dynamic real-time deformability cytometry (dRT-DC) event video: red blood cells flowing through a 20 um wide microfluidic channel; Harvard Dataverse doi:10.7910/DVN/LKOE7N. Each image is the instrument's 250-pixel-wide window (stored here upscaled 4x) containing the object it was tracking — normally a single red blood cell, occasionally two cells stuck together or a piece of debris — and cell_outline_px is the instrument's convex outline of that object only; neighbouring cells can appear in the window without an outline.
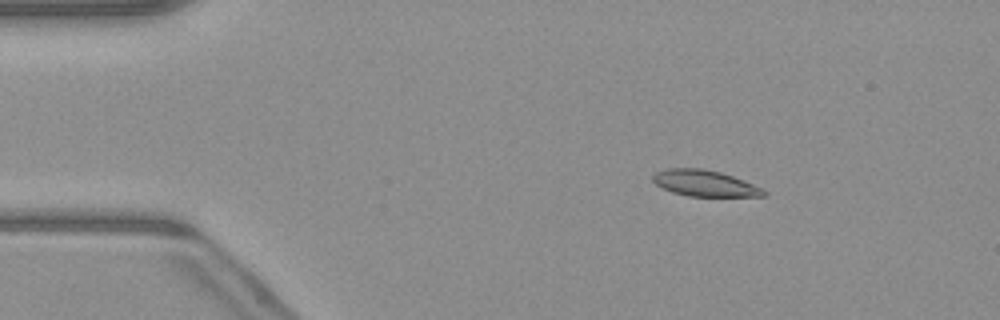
{"species": "common noctule bat (a hibernating species)", "species_latin": "Nyctalus noctula", "temperature_condition": "warm", "stored_images_in_passage": 51, "camera_frame_rate_fps": 3000, "um_per_image_px": 0.085, "animal": {"sex": "male", "body_mass_g": 23.1, "forearm_length_mm": 52.7}, "frame": {"image": 1, "passage_image": 8, "time_ms": 2.333, "image_size_px": [1000, 320], "cell_outline_px": [[768, 192], [764, 196], [688, 196], [672, 192], [656, 184], [652, 180], [652, 176], [656, 172], [664, 168], [700, 168], [720, 172], [744, 180], [764, 188]], "centroid_in_image_um": [59.91, 15.57], "position_along_channel_um": 25.1, "area_um2": 16.94}}
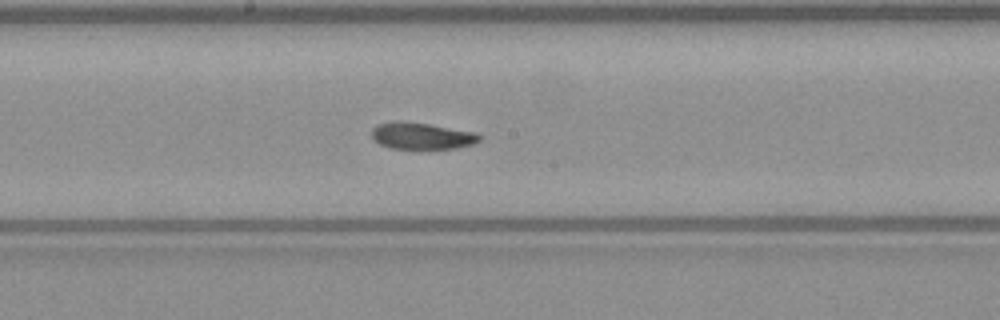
{"frame": {"image": 2, "passage_image": 27, "time_ms": 8.667, "image_size_px": [1000, 320], "cell_outline_px": [[480, 140], [472, 144], [456, 148], [416, 152], [392, 148], [380, 144], [372, 140], [372, 128], [380, 124], [400, 120], [428, 124], [476, 132], [480, 136]], "centroid_in_image_um": [35.83, 11.6], "position_along_channel_um": 212.4, "area_um2": 17.46}}
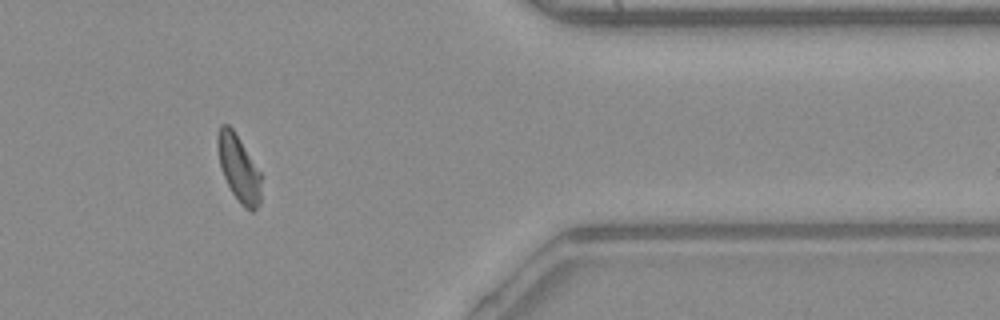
{"frame": {"image": 3, "passage_image": 42, "time_ms": 13.667, "image_size_px": [1000, 320], "cell_outline_px": [[260, 204], [252, 212], [244, 208], [240, 204], [232, 192], [220, 168], [216, 144], [216, 136], [220, 124], [228, 124], [232, 128], [260, 172]], "centroid_in_image_um": [20.26, 14.3], "position_along_channel_um": 391.1, "area_um2": 16.76}, "authors_computed_cell_mechanics": {"area_um2": 17.3978, "velocity_mm_per_s": 4.0858, "shape_relaxation_time_tau1_ms": 5.8706, "shape_relaxation_time_tau2_ms": 2.5565, "deformation_change_tau1": 0.1482, "deformation_change_tau2": 0.0807}}